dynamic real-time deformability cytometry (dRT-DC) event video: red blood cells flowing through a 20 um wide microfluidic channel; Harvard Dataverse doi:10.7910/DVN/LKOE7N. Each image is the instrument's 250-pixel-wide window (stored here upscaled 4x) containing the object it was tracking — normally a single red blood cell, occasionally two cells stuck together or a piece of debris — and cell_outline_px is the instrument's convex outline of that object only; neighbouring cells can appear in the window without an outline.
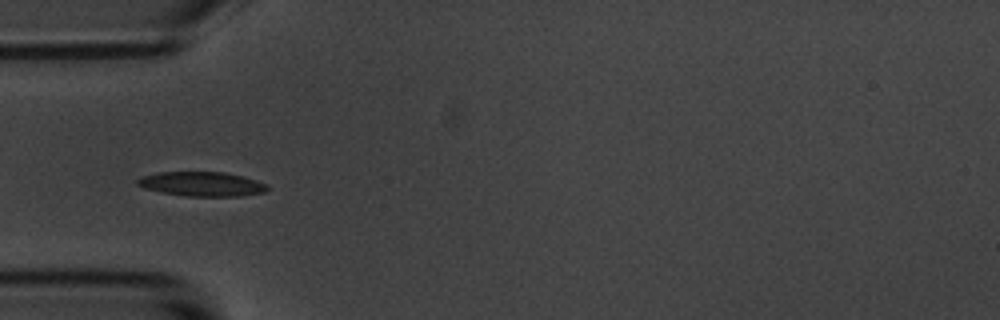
{"species": "common noctule bat (a hibernating species)", "species_latin": "Nyctalus noctula", "temperature_condition": "room temperature", "stored_images_in_passage": 9, "camera_frame_rate_fps": 3000, "um_per_image_px": 0.085, "animal": {"sex": "male", "body_mass_g": 20.1, "forearm_length_mm": 53.5}, "frame": {"image": 1, "passage_image": 6, "time_ms": 5.667, "image_size_px": [1000, 320], "cell_outline_px": [[268, 188], [264, 192], [240, 196], [188, 196], [160, 192], [144, 188], [136, 184], [136, 180], [140, 176], [160, 172], [224, 172], [244, 176], [268, 184]], "centroid_in_image_um": [17.14, 15.63], "position_along_channel_um": 67.9, "area_um2": 18.55}}
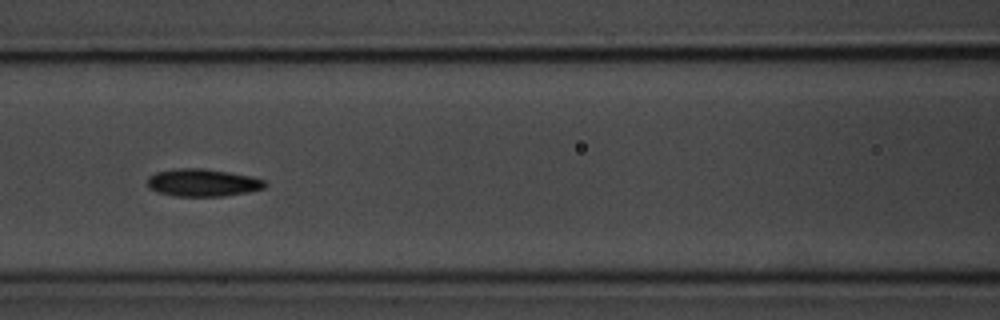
{"frame": {"image": 2, "passage_image": 8, "time_ms": 8.0, "image_size_px": [1000, 320], "cell_outline_px": [[268, 184], [264, 188], [248, 192], [224, 196], [176, 196], [156, 192], [148, 188], [148, 176], [156, 172], [176, 168], [204, 168], [252, 176], [264, 180]], "centroid_in_image_um": [17.22, 15.52], "position_along_channel_um": 149.4, "area_um2": 19.02}}
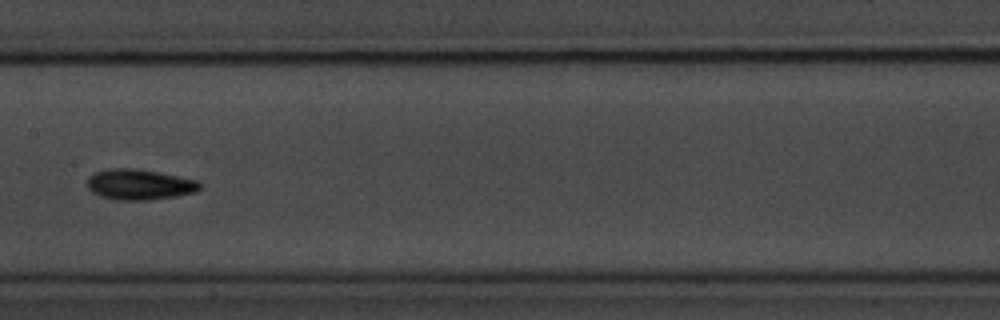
{"frame": {"image": 3, "passage_image": 9, "time_ms": 9.333, "image_size_px": [1000, 320], "cell_outline_px": [[200, 188], [196, 192], [176, 196], [152, 200], [116, 200], [100, 196], [92, 192], [88, 188], [88, 176], [96, 172], [108, 168], [136, 168], [196, 180], [200, 184]], "centroid_in_image_um": [11.82, 15.69], "position_along_channel_um": 195.6, "area_um2": 20.0}}